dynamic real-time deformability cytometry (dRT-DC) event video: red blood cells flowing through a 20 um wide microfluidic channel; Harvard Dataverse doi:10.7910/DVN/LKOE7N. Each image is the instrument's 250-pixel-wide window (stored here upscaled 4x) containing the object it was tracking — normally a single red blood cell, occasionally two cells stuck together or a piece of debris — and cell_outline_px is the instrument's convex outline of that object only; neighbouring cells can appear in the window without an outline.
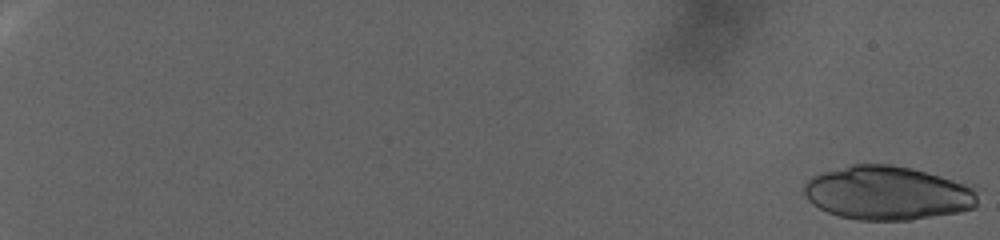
{"species": "human", "species_latin": "Homo sapiens", "temperature_condition": "warm", "stored_images_in_passage": 53, "camera_frame_rate_fps": 3000, "um_per_image_px": 0.085, "donor": {"sex": "female"}, "frame": {"image": 1, "passage_image": 2, "time_ms": 0.333, "image_size_px": [1000, 240], "cell_outline_px": [[976, 208], [956, 212], [912, 220], [856, 220], [840, 216], [828, 212], [812, 204], [804, 196], [800, 188], [812, 176], [820, 172], [852, 164], [892, 164], [912, 168], [940, 176], [964, 184], [972, 188], [976, 192]], "centroid_in_image_um": [75.36, 16.4], "position_along_channel_um": 9.6, "area_um2": 54.62}}
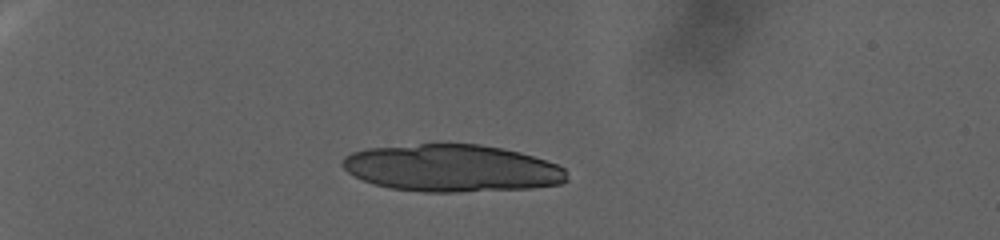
{"frame": {"image": 2, "passage_image": 37, "time_ms": 12.0, "image_size_px": [1000, 240], "cell_outline_px": [[568, 180], [560, 184], [532, 188], [460, 192], [424, 192], [392, 188], [372, 184], [348, 172], [344, 168], [344, 156], [352, 152], [368, 148], [420, 144], [480, 144], [520, 152], [556, 164], [564, 168]], "centroid_in_image_um": [38.43, 14.3], "position_along_channel_um": 46.6, "area_um2": 61.5}}